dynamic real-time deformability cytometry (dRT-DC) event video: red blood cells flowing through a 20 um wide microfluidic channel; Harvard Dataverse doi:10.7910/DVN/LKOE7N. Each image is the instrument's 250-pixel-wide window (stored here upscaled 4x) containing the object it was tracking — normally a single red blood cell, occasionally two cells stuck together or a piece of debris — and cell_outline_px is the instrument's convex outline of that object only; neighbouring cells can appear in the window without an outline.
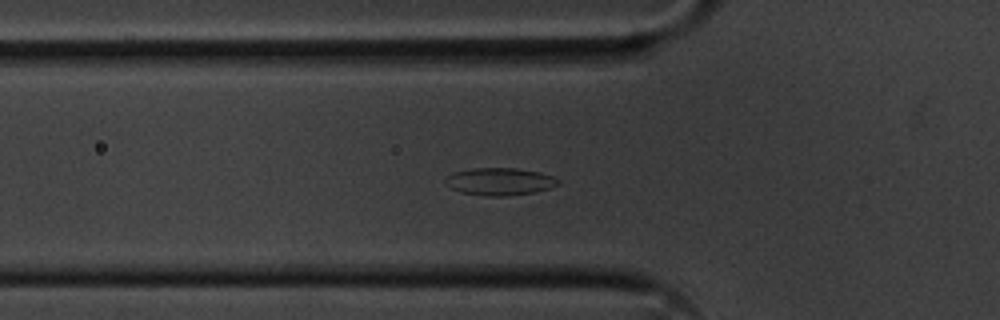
{"species": "common noctule bat (a hibernating species)", "species_latin": "Nyctalus noctula", "temperature_condition": "cold", "stored_images_in_passage": 39, "camera_frame_rate_fps": 3000, "um_per_image_px": 0.085, "animal": {"sex": "male", "body_mass_g": 20.1, "forearm_length_mm": 53.5}, "frame": {"image": 1, "passage_image": 2, "time_ms": 0.333, "image_size_px": [1000, 320], "cell_outline_px": [[560, 184], [548, 188], [532, 192], [508, 196], [484, 196], [460, 192], [444, 184], [444, 180], [452, 172], [472, 168], [516, 168], [540, 172], [552, 176], [560, 180]], "centroid_in_image_um": [42.44, 15.42], "position_along_channel_um": 83.4, "area_um2": 18.09}}
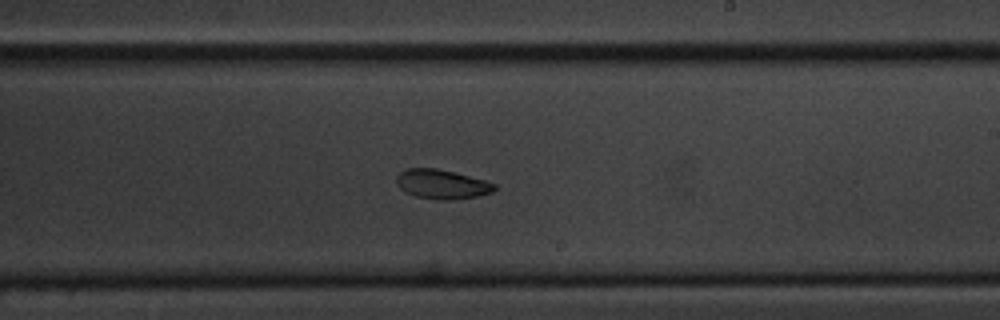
{"frame": {"image": 2, "passage_image": 16, "time_ms": 5.0, "image_size_px": [1000, 320], "cell_outline_px": [[496, 188], [492, 192], [476, 196], [452, 200], [436, 200], [416, 196], [404, 192], [396, 184], [396, 176], [404, 168], [436, 168], [484, 180], [496, 184]], "centroid_in_image_um": [37.51, 15.66], "position_along_channel_um": 251.5, "area_um2": 16.76}}
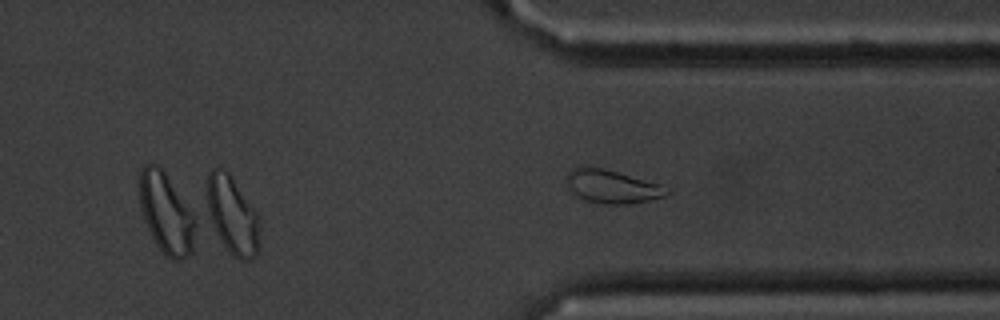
{"frame": {"image": 3, "passage_image": 25, "time_ms": 8.0, "image_size_px": [1000, 320], "cell_outline_px": [[672, 192], [664, 196], [652, 200], [628, 204], [604, 204], [584, 200], [572, 192], [564, 176], [572, 168], [580, 164], [584, 164], [604, 168], [660, 184]], "centroid_in_image_um": [51.98, 15.83], "position_along_channel_um": 359.4, "area_um2": 19.83}}